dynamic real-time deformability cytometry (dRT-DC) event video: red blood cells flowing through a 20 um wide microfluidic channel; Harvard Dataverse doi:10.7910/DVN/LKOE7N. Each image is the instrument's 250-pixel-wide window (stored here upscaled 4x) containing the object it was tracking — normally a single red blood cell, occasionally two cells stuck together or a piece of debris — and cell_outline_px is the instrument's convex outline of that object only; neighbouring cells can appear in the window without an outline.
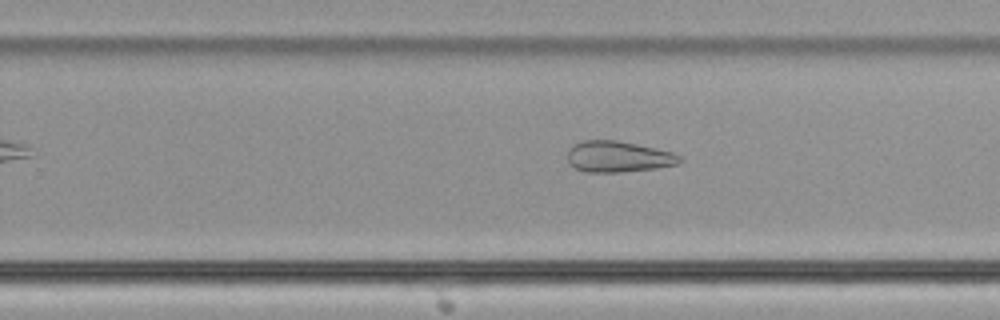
{"species": "common noctule bat (a hibernating species)", "species_latin": "Nyctalus noctula", "temperature_condition": "cold", "stored_images_in_passage": 42, "camera_frame_rate_fps": 3000, "um_per_image_px": 0.085, "animal": {"sex": "male", "body_mass_g": 21.5, "forearm_length_mm": 52.0}, "frame": {"image": 1, "passage_image": 24, "time_ms": 7.667, "image_size_px": [1000, 320], "cell_outline_px": [[684, 160], [680, 164], [656, 168], [620, 172], [584, 172], [568, 164], [568, 148], [572, 144], [584, 140], [616, 140], [656, 148], [672, 152], [680, 156]], "centroid_in_image_um": [52.54, 13.32], "position_along_channel_um": 277.3, "area_um2": 20.52}}